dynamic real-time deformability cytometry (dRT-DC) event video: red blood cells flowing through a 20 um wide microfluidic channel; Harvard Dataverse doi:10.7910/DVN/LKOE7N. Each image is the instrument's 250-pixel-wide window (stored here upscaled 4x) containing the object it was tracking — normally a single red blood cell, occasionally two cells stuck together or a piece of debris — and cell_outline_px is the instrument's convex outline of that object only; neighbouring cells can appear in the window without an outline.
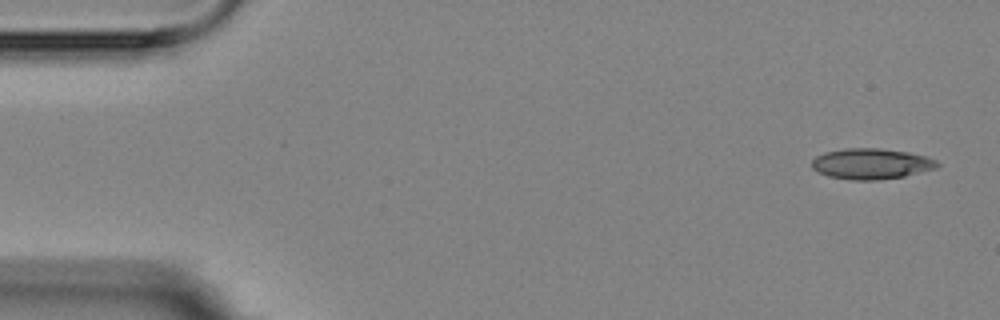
{"species": "Egyptian fruit bat (a non-hibernating species)", "species_latin": "Rousettus aegyptiacus", "temperature_condition": "room temperature", "stored_images_in_passage": 4, "camera_frame_rate_fps": 3000, "um_per_image_px": 0.085, "animal": {"sex": "female"}, "frame": {"image": 1, "passage_image": 1, "time_ms": 0.0, "image_size_px": [1000, 320], "cell_outline_px": [[940, 164], [936, 168], [904, 176], [876, 180], [852, 180], [828, 176], [812, 168], [812, 160], [816, 156], [824, 152], [848, 148], [880, 148], [908, 152], [924, 156], [936, 160]], "centroid_in_image_um": [74.04, 13.92], "position_along_channel_um": 11.0, "area_um2": 22.31}}
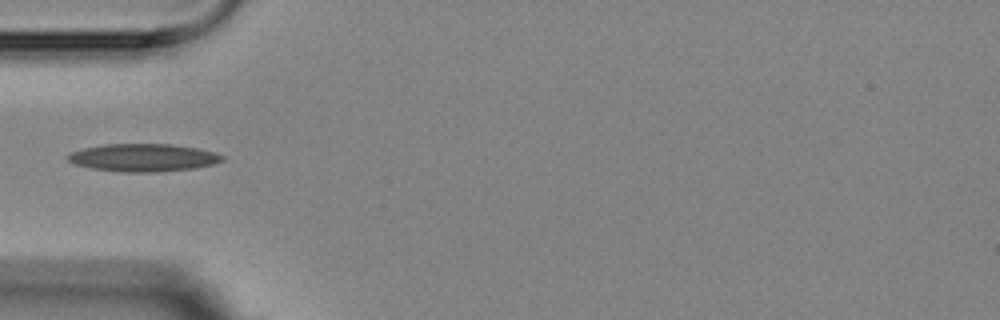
{"frame": {"image": 2, "passage_image": 4, "time_ms": 5.0, "image_size_px": [1000, 320], "cell_outline_px": [[224, 160], [212, 164], [196, 168], [156, 172], [120, 172], [92, 168], [76, 164], [68, 160], [68, 156], [72, 152], [84, 148], [104, 144], [172, 144], [196, 148], [216, 152], [224, 156]], "centroid_in_image_um": [12.22, 13.4], "position_along_channel_um": 72.8, "area_um2": 24.85}}